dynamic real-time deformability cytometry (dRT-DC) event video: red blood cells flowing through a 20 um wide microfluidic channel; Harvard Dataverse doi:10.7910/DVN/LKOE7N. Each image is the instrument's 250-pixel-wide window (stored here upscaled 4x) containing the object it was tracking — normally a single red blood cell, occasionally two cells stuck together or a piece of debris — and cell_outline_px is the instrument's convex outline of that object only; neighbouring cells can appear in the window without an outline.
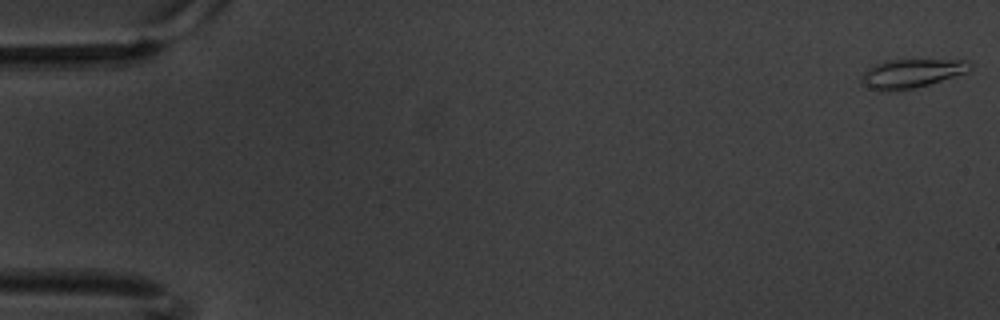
{"species": "common noctule bat (a hibernating species)", "species_latin": "Nyctalus noctula", "temperature_condition": "warm", "stored_images_in_passage": 7, "camera_frame_rate_fps": 3000, "um_per_image_px": 0.085, "animal": {"sex": "male", "body_mass_g": 20.1, "forearm_length_mm": 53.5}, "frame": {"image": 1, "passage_image": 1, "time_ms": 0.0, "image_size_px": [1000, 320], "cell_outline_px": [[972, 68], [968, 72], [916, 88], [888, 92], [872, 88], [860, 84], [860, 76], [868, 64], [884, 60], [968, 60], [972, 64]], "centroid_in_image_um": [77.4, 6.23], "position_along_channel_um": 7.6, "area_um2": 18.73}}
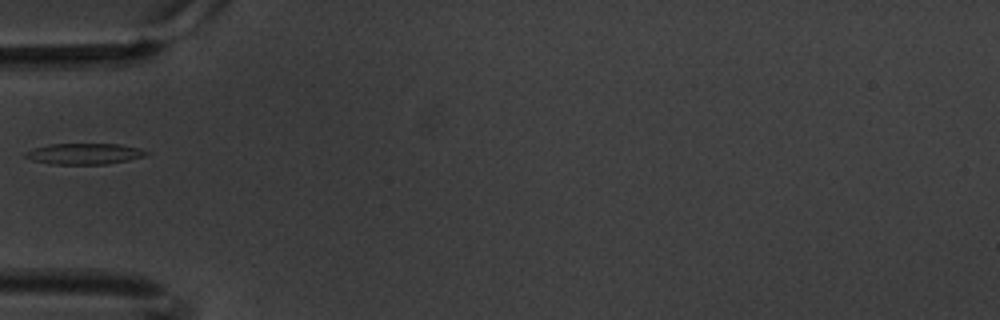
{"frame": {"image": 2, "passage_image": 7, "time_ms": 2.0, "image_size_px": [1000, 320], "cell_outline_px": [[148, 152], [144, 156], [128, 160], [108, 164], [48, 164], [32, 160], [24, 156], [24, 152], [48, 144], [120, 144], [140, 148]], "centroid_in_image_um": [7.15, 13.07], "position_along_channel_um": 77.9, "area_um2": 14.74}}